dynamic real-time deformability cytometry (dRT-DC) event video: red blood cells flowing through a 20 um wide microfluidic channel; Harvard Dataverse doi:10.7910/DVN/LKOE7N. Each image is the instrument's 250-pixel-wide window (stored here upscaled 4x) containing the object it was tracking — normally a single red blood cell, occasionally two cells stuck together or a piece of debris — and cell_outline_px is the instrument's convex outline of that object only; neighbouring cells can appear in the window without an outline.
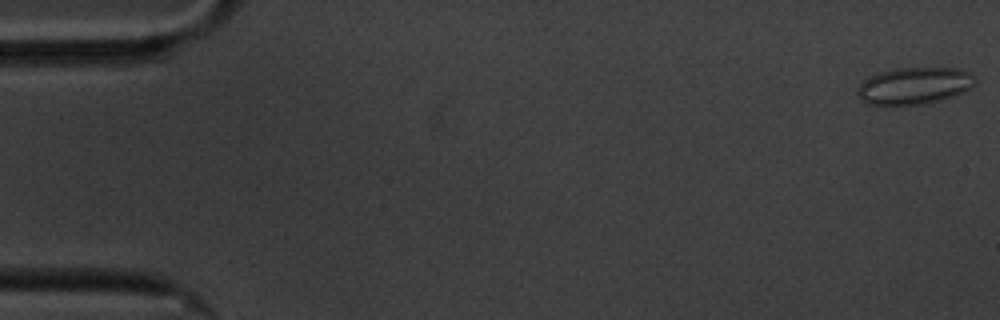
{"species": "common noctule bat (a hibernating species)", "species_latin": "Nyctalus noctula", "temperature_condition": "cold", "stored_images_in_passage": 59, "camera_frame_rate_fps": 3000, "um_per_image_px": 0.085, "animal": {"sex": "male", "body_mass_g": 20.1, "forearm_length_mm": 53.5}, "frame": {"image": 1, "passage_image": 1, "time_ms": 0.0, "image_size_px": [1000, 320], "cell_outline_px": [[976, 84], [964, 92], [956, 96], [924, 104], [892, 108], [868, 104], [856, 92], [856, 88], [864, 80], [880, 72], [896, 68], [956, 68], [968, 72], [972, 76]], "centroid_in_image_um": [77.68, 7.34], "position_along_channel_um": 7.3, "area_um2": 25.84}}
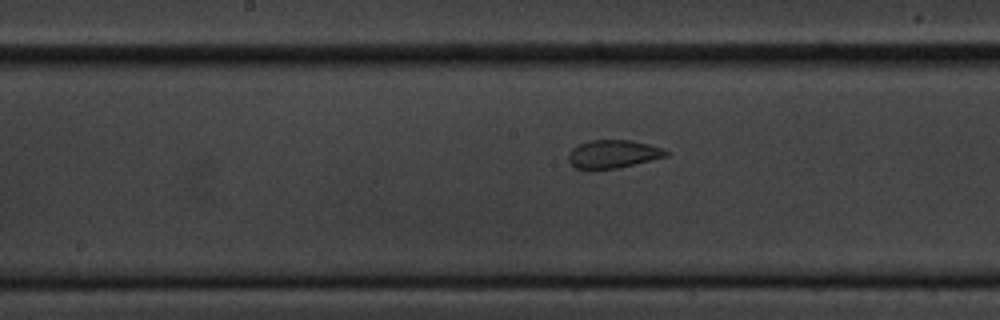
{"frame": {"image": 2, "passage_image": 30, "time_ms": 9.667, "image_size_px": [1000, 320], "cell_outline_px": [[668, 156], [616, 168], [592, 172], [576, 168], [568, 160], [568, 152], [576, 144], [592, 140], [632, 140], [648, 144], [660, 148], [668, 152]], "centroid_in_image_um": [52.02, 13.12], "position_along_channel_um": 196.2, "area_um2": 16.3}}
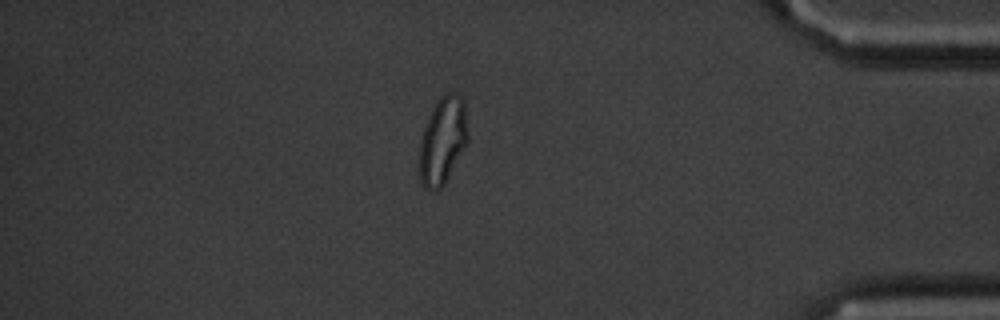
{"frame": {"image": 3, "passage_image": 51, "time_ms": 16.667, "image_size_px": [1000, 320], "cell_outline_px": [[468, 140], [444, 184], [440, 188], [432, 192], [424, 188], [420, 180], [420, 140], [428, 116], [432, 108], [440, 96], [448, 92], [452, 92], [460, 96], [464, 100], [468, 136]], "centroid_in_image_um": [37.62, 11.94], "position_along_channel_um": 397.6, "area_um2": 24.45}}